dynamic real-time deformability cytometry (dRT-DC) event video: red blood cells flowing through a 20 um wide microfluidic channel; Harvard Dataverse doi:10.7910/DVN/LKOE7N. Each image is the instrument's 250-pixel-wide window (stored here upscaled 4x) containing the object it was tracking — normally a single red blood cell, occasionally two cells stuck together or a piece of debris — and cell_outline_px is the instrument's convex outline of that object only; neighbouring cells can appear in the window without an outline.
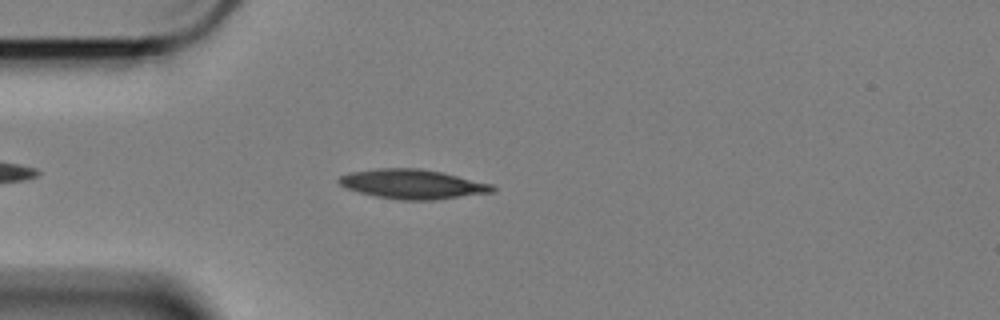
{"species": "Egyptian fruit bat (a non-hibernating species)", "species_latin": "Rousettus aegyptiacus", "temperature_condition": "cold", "stored_images_in_passage": 49, "camera_frame_rate_fps": 3000, "um_per_image_px": 0.085, "animal": {"sex": "female"}, "frame": {"image": 1, "passage_image": 6, "time_ms": 1.667, "image_size_px": [1000, 320], "cell_outline_px": [[496, 192], [432, 200], [400, 200], [376, 196], [344, 188], [336, 180], [340, 176], [348, 172], [380, 168], [420, 168], [440, 172], [492, 184], [496, 188]], "centroid_in_image_um": [35.05, 15.65], "position_along_channel_um": 50.0, "area_um2": 26.36}}
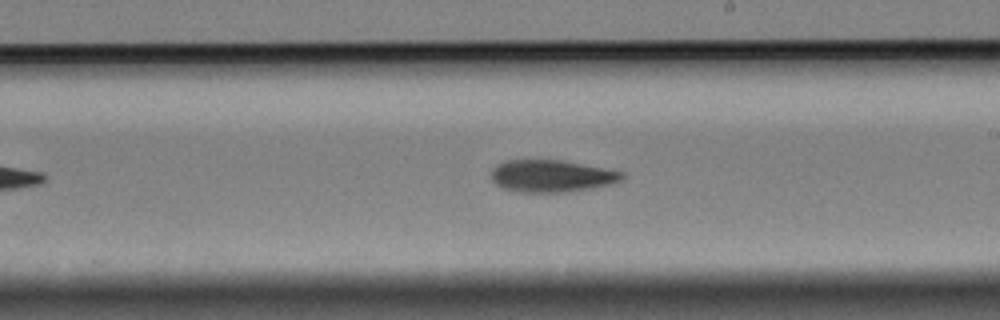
{"frame": {"image": 2, "passage_image": 24, "time_ms": 7.667, "image_size_px": [1000, 320], "cell_outline_px": [[624, 180], [592, 188], [564, 192], [520, 192], [504, 188], [496, 184], [492, 180], [492, 168], [496, 164], [504, 160], [560, 160], [624, 172]], "centroid_in_image_um": [46.86, 14.96], "position_along_channel_um": 242.1, "area_um2": 24.33}}
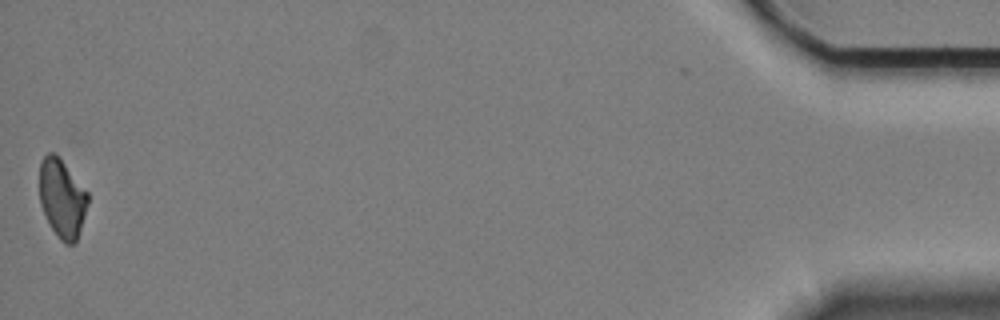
{"frame": {"image": 3, "passage_image": 49, "time_ms": 16.0, "image_size_px": [1000, 320], "cell_outline_px": [[88, 204], [76, 240], [72, 244], [64, 244], [60, 240], [52, 228], [40, 204], [40, 160], [48, 152], [56, 152], [88, 192]], "centroid_in_image_um": [5.27, 16.81], "position_along_channel_um": 429.9, "area_um2": 22.02}, "authors_computed_cell_mechanics": {"area_um2": 24.9118, "velocity_mm_per_s": 3.3695, "shape_relaxation_time_tau1_ms": 3.3897, "shape_relaxation_time_tau2_ms": null, "deformation_change_tau1": 0.1122, "deformation_change_tau2": null}}